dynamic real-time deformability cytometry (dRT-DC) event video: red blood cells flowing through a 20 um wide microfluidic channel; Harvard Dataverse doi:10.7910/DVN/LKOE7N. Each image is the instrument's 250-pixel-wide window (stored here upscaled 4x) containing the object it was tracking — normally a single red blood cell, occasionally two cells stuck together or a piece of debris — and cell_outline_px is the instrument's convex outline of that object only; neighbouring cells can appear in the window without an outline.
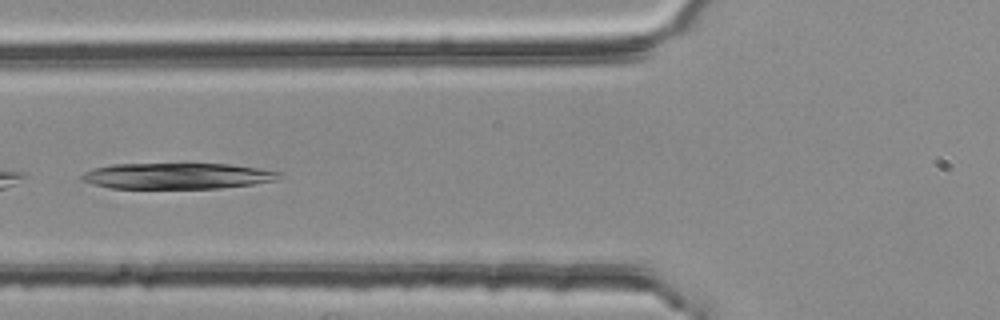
{"species": "common noctule bat (a hibernating species)", "species_latin": "Nyctalus noctula", "temperature_condition": "room temperature", "stored_images_in_passage": 4, "camera_frame_rate_fps": 3000, "um_per_image_px": 0.085, "animal": {"sex": "female", "body_mass_g": 25.1}, "frame": {"image": 1, "passage_image": 4, "time_ms": 1.0, "image_size_px": [1000, 320], "cell_outline_px": [[280, 176], [276, 180], [252, 184], [220, 188], [108, 188], [92, 184], [80, 180], [80, 176], [84, 172], [96, 168], [112, 164], [228, 164], [256, 168], [280, 172]], "centroid_in_image_um": [15.0, 14.96], "position_along_channel_um": 110.8, "area_um2": 29.65}}